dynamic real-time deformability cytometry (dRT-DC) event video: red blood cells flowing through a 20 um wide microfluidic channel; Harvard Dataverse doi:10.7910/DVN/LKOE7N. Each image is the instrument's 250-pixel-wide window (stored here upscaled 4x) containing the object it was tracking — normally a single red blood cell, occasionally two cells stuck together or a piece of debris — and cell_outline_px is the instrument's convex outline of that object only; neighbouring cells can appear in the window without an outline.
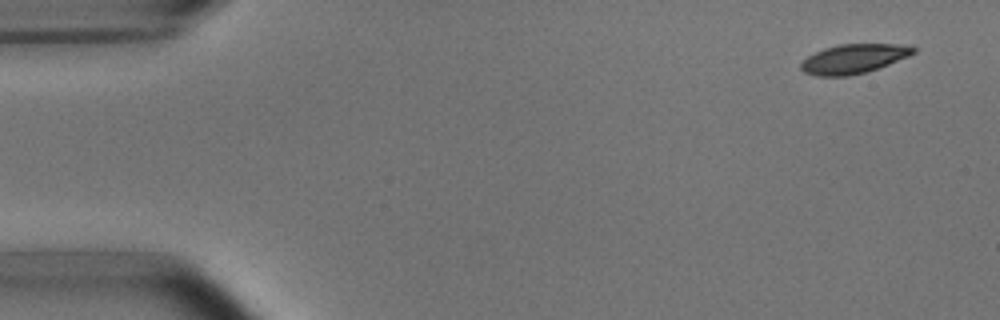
{"species": "common noctule bat (a hibernating species)", "species_latin": "Nyctalus noctula", "temperature_condition": "room temperature", "stored_images_in_passage": 4, "camera_frame_rate_fps": 3000, "um_per_image_px": 0.085, "animal": {"sex": "male", "body_mass_g": 15.6}, "frame": {"image": 1, "passage_image": 1, "time_ms": 0.0, "image_size_px": [1000, 320], "cell_outline_px": [[916, 52], [908, 56], [868, 72], [848, 76], [816, 76], [804, 72], [800, 68], [800, 64], [808, 56], [824, 48], [840, 44], [896, 44], [916, 48]], "centroid_in_image_um": [72.53, 5.01], "position_along_channel_um": 12.5, "area_um2": 19.07}}